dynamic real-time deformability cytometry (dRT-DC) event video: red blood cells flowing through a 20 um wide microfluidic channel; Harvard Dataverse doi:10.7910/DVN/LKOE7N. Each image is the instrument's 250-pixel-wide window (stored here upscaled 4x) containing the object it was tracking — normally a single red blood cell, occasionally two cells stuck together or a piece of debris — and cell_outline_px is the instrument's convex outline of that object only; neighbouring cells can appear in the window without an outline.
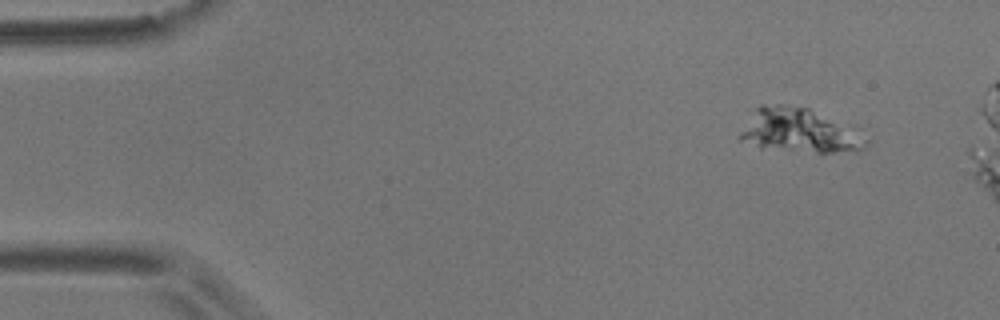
{"species": "common noctule bat (a hibernating species)", "species_latin": "Nyctalus noctula", "temperature_condition": "room temperature", "stored_images_in_passage": 5, "camera_frame_rate_fps": 3000, "um_per_image_px": 0.085, "animal": {"sex": "male", "body_mass_g": 17.9}, "frame": {"image": 1, "passage_image": 1, "time_ms": 0.0, "image_size_px": [1000, 320], "cell_outline_px": [[872, 140], [864, 148], [832, 152], [816, 152], [760, 148], [740, 140], [736, 136], [756, 108], [760, 104], [780, 104], [808, 108]], "centroid_in_image_um": [67.83, 11.11], "position_along_channel_um": 17.2, "area_um2": 31.56}}
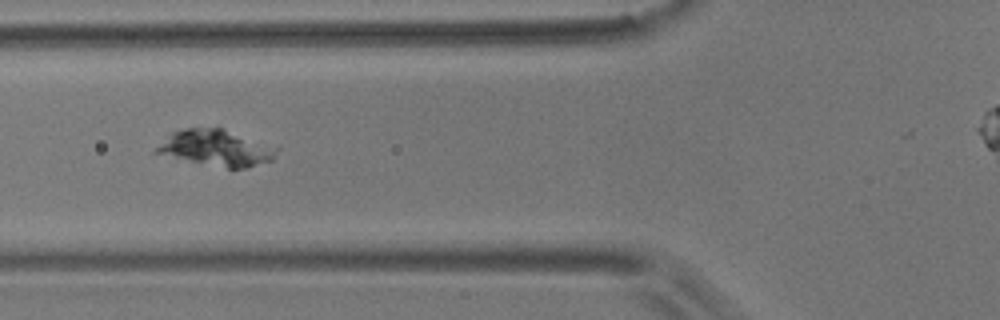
{"frame": {"image": 2, "passage_image": 5, "time_ms": 1.333, "image_size_px": [1000, 320], "cell_outline_px": [[272, 160], [248, 168], [228, 168], [152, 152], [172, 132], [188, 128], [220, 128], [272, 152]], "centroid_in_image_um": [18.16, 12.6], "position_along_channel_um": 107.6, "area_um2": 22.83}}